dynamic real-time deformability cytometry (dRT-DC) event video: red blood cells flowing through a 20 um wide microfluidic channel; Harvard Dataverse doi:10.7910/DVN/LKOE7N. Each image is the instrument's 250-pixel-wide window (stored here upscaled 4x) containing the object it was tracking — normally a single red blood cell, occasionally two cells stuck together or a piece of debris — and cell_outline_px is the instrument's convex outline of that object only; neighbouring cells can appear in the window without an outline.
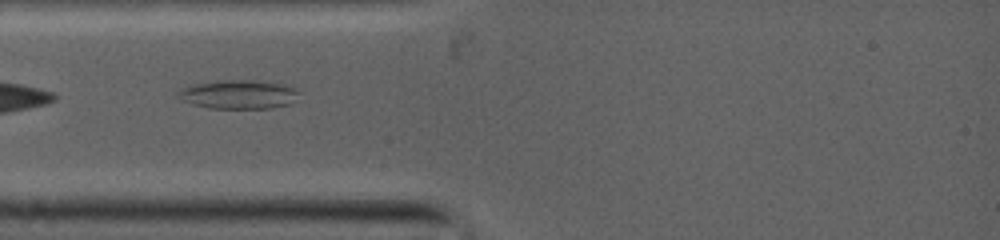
{"species": "common noctule bat (a hibernating species)", "species_latin": "Nyctalus noctula", "temperature_condition": "warm", "stored_images_in_passage": 54, "camera_frame_rate_fps": 5000, "um_per_image_px": 0.085, "animal": {"sex": "female", "body_mass_g": 19.0, "forearm_length_mm": 53.3}, "frame": {"image": 1, "passage_image": 1, "time_ms": 0.0, "image_size_px": [1000, 240], "cell_outline_px": [[296, 92], [292, 104], [272, 108], [212, 108], [196, 104], [188, 100], [180, 92], [184, 88], [196, 84], [224, 80], [244, 80], [276, 84], [292, 88]], "centroid_in_image_um": [20.35, 8.04], "position_along_channel_um": 64.7, "area_um2": 18.96}}
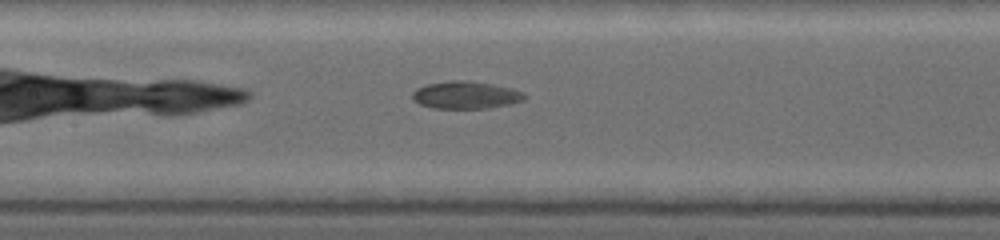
{"frame": {"image": 2, "passage_image": 20, "time_ms": 2.4, "image_size_px": [1000, 240], "cell_outline_px": [[524, 100], [508, 104], [488, 108], [436, 108], [420, 104], [412, 96], [412, 92], [428, 84], [492, 84], [512, 88], [524, 92]], "centroid_in_image_um": [39.66, 8.14], "position_along_channel_um": 167.7, "area_um2": 16.47}}
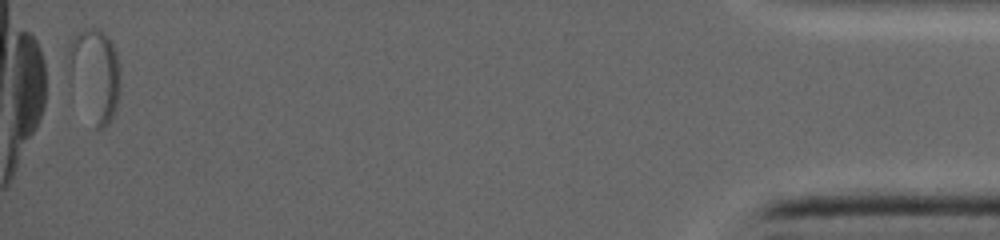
{"frame": {"image": 3, "passage_image": 54, "time_ms": 11.4, "image_size_px": [1000, 240], "cell_outline_px": [[120, 72], [116, 108], [112, 116], [100, 128], [96, 128], [68, 64], [68, 52], [72, 40], [76, 36], [84, 32], [100, 32], [112, 44], [116, 52]], "centroid_in_image_um": [8.13, 6.31], "position_along_channel_um": 427.1, "area_um2": 24.97}}